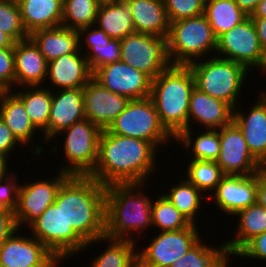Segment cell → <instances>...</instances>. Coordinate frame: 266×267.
Returning a JSON list of instances; mask_svg holds the SVG:
<instances>
[{
  "mask_svg": "<svg viewBox=\"0 0 266 267\" xmlns=\"http://www.w3.org/2000/svg\"><path fill=\"white\" fill-rule=\"evenodd\" d=\"M195 88L188 65H172L152 80L150 98L161 124L174 137L185 129L191 93Z\"/></svg>",
  "mask_w": 266,
  "mask_h": 267,
  "instance_id": "4",
  "label": "cell"
},
{
  "mask_svg": "<svg viewBox=\"0 0 266 267\" xmlns=\"http://www.w3.org/2000/svg\"><path fill=\"white\" fill-rule=\"evenodd\" d=\"M186 171V179L203 194L215 191L220 180L225 176L216 161L191 160Z\"/></svg>",
  "mask_w": 266,
  "mask_h": 267,
  "instance_id": "38",
  "label": "cell"
},
{
  "mask_svg": "<svg viewBox=\"0 0 266 267\" xmlns=\"http://www.w3.org/2000/svg\"><path fill=\"white\" fill-rule=\"evenodd\" d=\"M234 1L247 16H250L255 10L257 4L261 0H234Z\"/></svg>",
  "mask_w": 266,
  "mask_h": 267,
  "instance_id": "50",
  "label": "cell"
},
{
  "mask_svg": "<svg viewBox=\"0 0 266 267\" xmlns=\"http://www.w3.org/2000/svg\"><path fill=\"white\" fill-rule=\"evenodd\" d=\"M257 203L266 208V181L257 174Z\"/></svg>",
  "mask_w": 266,
  "mask_h": 267,
  "instance_id": "49",
  "label": "cell"
},
{
  "mask_svg": "<svg viewBox=\"0 0 266 267\" xmlns=\"http://www.w3.org/2000/svg\"><path fill=\"white\" fill-rule=\"evenodd\" d=\"M21 143L12 134L7 125L0 118V154L8 157L9 153H13V149L16 145Z\"/></svg>",
  "mask_w": 266,
  "mask_h": 267,
  "instance_id": "46",
  "label": "cell"
},
{
  "mask_svg": "<svg viewBox=\"0 0 266 267\" xmlns=\"http://www.w3.org/2000/svg\"><path fill=\"white\" fill-rule=\"evenodd\" d=\"M93 25L92 26H88V27H83L80 28L78 31L79 34V50L81 51L82 49V42L83 40H81L83 37L85 38V43L87 46L86 51H89V49L92 46H101V45H107L108 42L112 39L111 37H109L103 30L99 29L98 27L95 29H93ZM84 34H86L84 36ZM82 41V42H81Z\"/></svg>",
  "mask_w": 266,
  "mask_h": 267,
  "instance_id": "45",
  "label": "cell"
},
{
  "mask_svg": "<svg viewBox=\"0 0 266 267\" xmlns=\"http://www.w3.org/2000/svg\"><path fill=\"white\" fill-rule=\"evenodd\" d=\"M204 15L216 38L248 17L234 0H212L204 6Z\"/></svg>",
  "mask_w": 266,
  "mask_h": 267,
  "instance_id": "31",
  "label": "cell"
},
{
  "mask_svg": "<svg viewBox=\"0 0 266 267\" xmlns=\"http://www.w3.org/2000/svg\"><path fill=\"white\" fill-rule=\"evenodd\" d=\"M106 240L109 247L91 262V267H138L135 241L107 237Z\"/></svg>",
  "mask_w": 266,
  "mask_h": 267,
  "instance_id": "34",
  "label": "cell"
},
{
  "mask_svg": "<svg viewBox=\"0 0 266 267\" xmlns=\"http://www.w3.org/2000/svg\"><path fill=\"white\" fill-rule=\"evenodd\" d=\"M28 228L31 235L43 243L60 262L84 251L87 245L73 227L67 225L61 208L55 203L49 205Z\"/></svg>",
  "mask_w": 266,
  "mask_h": 267,
  "instance_id": "9",
  "label": "cell"
},
{
  "mask_svg": "<svg viewBox=\"0 0 266 267\" xmlns=\"http://www.w3.org/2000/svg\"><path fill=\"white\" fill-rule=\"evenodd\" d=\"M17 230L14 213H0V244Z\"/></svg>",
  "mask_w": 266,
  "mask_h": 267,
  "instance_id": "47",
  "label": "cell"
},
{
  "mask_svg": "<svg viewBox=\"0 0 266 267\" xmlns=\"http://www.w3.org/2000/svg\"><path fill=\"white\" fill-rule=\"evenodd\" d=\"M120 61L148 75L152 80L173 64L168 37L134 32L120 40Z\"/></svg>",
  "mask_w": 266,
  "mask_h": 267,
  "instance_id": "10",
  "label": "cell"
},
{
  "mask_svg": "<svg viewBox=\"0 0 266 267\" xmlns=\"http://www.w3.org/2000/svg\"><path fill=\"white\" fill-rule=\"evenodd\" d=\"M157 148L146 140L102 130L99 138L98 161L89 175L100 184L146 183L156 169Z\"/></svg>",
  "mask_w": 266,
  "mask_h": 267,
  "instance_id": "1",
  "label": "cell"
},
{
  "mask_svg": "<svg viewBox=\"0 0 266 267\" xmlns=\"http://www.w3.org/2000/svg\"><path fill=\"white\" fill-rule=\"evenodd\" d=\"M255 25L260 45L266 52V18H252Z\"/></svg>",
  "mask_w": 266,
  "mask_h": 267,
  "instance_id": "48",
  "label": "cell"
},
{
  "mask_svg": "<svg viewBox=\"0 0 266 267\" xmlns=\"http://www.w3.org/2000/svg\"><path fill=\"white\" fill-rule=\"evenodd\" d=\"M107 130L112 134L146 140L156 148L174 138L161 124L150 97L130 100Z\"/></svg>",
  "mask_w": 266,
  "mask_h": 267,
  "instance_id": "7",
  "label": "cell"
},
{
  "mask_svg": "<svg viewBox=\"0 0 266 267\" xmlns=\"http://www.w3.org/2000/svg\"><path fill=\"white\" fill-rule=\"evenodd\" d=\"M100 0H63V27L79 30L94 26Z\"/></svg>",
  "mask_w": 266,
  "mask_h": 267,
  "instance_id": "35",
  "label": "cell"
},
{
  "mask_svg": "<svg viewBox=\"0 0 266 267\" xmlns=\"http://www.w3.org/2000/svg\"><path fill=\"white\" fill-rule=\"evenodd\" d=\"M5 91H6V90L0 86V100H1V97H2V95H3V93H4Z\"/></svg>",
  "mask_w": 266,
  "mask_h": 267,
  "instance_id": "56",
  "label": "cell"
},
{
  "mask_svg": "<svg viewBox=\"0 0 266 267\" xmlns=\"http://www.w3.org/2000/svg\"><path fill=\"white\" fill-rule=\"evenodd\" d=\"M214 56L188 64L194 76L195 87L235 109L239 107L238 97L249 71L239 63Z\"/></svg>",
  "mask_w": 266,
  "mask_h": 267,
  "instance_id": "5",
  "label": "cell"
},
{
  "mask_svg": "<svg viewBox=\"0 0 266 267\" xmlns=\"http://www.w3.org/2000/svg\"><path fill=\"white\" fill-rule=\"evenodd\" d=\"M216 52L217 57L239 63L249 71L254 67L265 69L266 52L250 16L217 38Z\"/></svg>",
  "mask_w": 266,
  "mask_h": 267,
  "instance_id": "11",
  "label": "cell"
},
{
  "mask_svg": "<svg viewBox=\"0 0 266 267\" xmlns=\"http://www.w3.org/2000/svg\"><path fill=\"white\" fill-rule=\"evenodd\" d=\"M233 111L228 103L211 97L195 87L189 101L187 129L192 126L191 119L206 129L222 128L233 121Z\"/></svg>",
  "mask_w": 266,
  "mask_h": 267,
  "instance_id": "23",
  "label": "cell"
},
{
  "mask_svg": "<svg viewBox=\"0 0 266 267\" xmlns=\"http://www.w3.org/2000/svg\"><path fill=\"white\" fill-rule=\"evenodd\" d=\"M152 226L161 231H175L188 228L192 223L163 194L152 202Z\"/></svg>",
  "mask_w": 266,
  "mask_h": 267,
  "instance_id": "37",
  "label": "cell"
},
{
  "mask_svg": "<svg viewBox=\"0 0 266 267\" xmlns=\"http://www.w3.org/2000/svg\"><path fill=\"white\" fill-rule=\"evenodd\" d=\"M40 87V89H39ZM15 93L23 102L30 120L38 130H42L43 140L48 142V121L52 103V89L41 86H24ZM27 90V91H26Z\"/></svg>",
  "mask_w": 266,
  "mask_h": 267,
  "instance_id": "30",
  "label": "cell"
},
{
  "mask_svg": "<svg viewBox=\"0 0 266 267\" xmlns=\"http://www.w3.org/2000/svg\"><path fill=\"white\" fill-rule=\"evenodd\" d=\"M29 38L48 62L60 56L80 51L79 34L75 29L63 26L40 29L31 33Z\"/></svg>",
  "mask_w": 266,
  "mask_h": 267,
  "instance_id": "26",
  "label": "cell"
},
{
  "mask_svg": "<svg viewBox=\"0 0 266 267\" xmlns=\"http://www.w3.org/2000/svg\"><path fill=\"white\" fill-rule=\"evenodd\" d=\"M236 256L266 261V231L251 239Z\"/></svg>",
  "mask_w": 266,
  "mask_h": 267,
  "instance_id": "44",
  "label": "cell"
},
{
  "mask_svg": "<svg viewBox=\"0 0 266 267\" xmlns=\"http://www.w3.org/2000/svg\"><path fill=\"white\" fill-rule=\"evenodd\" d=\"M257 174L266 181V157L258 161Z\"/></svg>",
  "mask_w": 266,
  "mask_h": 267,
  "instance_id": "54",
  "label": "cell"
},
{
  "mask_svg": "<svg viewBox=\"0 0 266 267\" xmlns=\"http://www.w3.org/2000/svg\"><path fill=\"white\" fill-rule=\"evenodd\" d=\"M52 91V103L48 121V142L60 136V132L85 117L83 88L62 89L56 95ZM58 134V135H57Z\"/></svg>",
  "mask_w": 266,
  "mask_h": 267,
  "instance_id": "19",
  "label": "cell"
},
{
  "mask_svg": "<svg viewBox=\"0 0 266 267\" xmlns=\"http://www.w3.org/2000/svg\"><path fill=\"white\" fill-rule=\"evenodd\" d=\"M200 239L184 256L176 260L170 267H227L228 254L225 245L210 247Z\"/></svg>",
  "mask_w": 266,
  "mask_h": 267,
  "instance_id": "33",
  "label": "cell"
},
{
  "mask_svg": "<svg viewBox=\"0 0 266 267\" xmlns=\"http://www.w3.org/2000/svg\"><path fill=\"white\" fill-rule=\"evenodd\" d=\"M93 78L109 91L130 100L150 97L152 79L122 61L98 68Z\"/></svg>",
  "mask_w": 266,
  "mask_h": 267,
  "instance_id": "16",
  "label": "cell"
},
{
  "mask_svg": "<svg viewBox=\"0 0 266 267\" xmlns=\"http://www.w3.org/2000/svg\"><path fill=\"white\" fill-rule=\"evenodd\" d=\"M55 177L37 180L33 183L20 184L18 204L14 211L18 230L23 226H30L47 208L55 202L62 183L70 176L58 170Z\"/></svg>",
  "mask_w": 266,
  "mask_h": 267,
  "instance_id": "13",
  "label": "cell"
},
{
  "mask_svg": "<svg viewBox=\"0 0 266 267\" xmlns=\"http://www.w3.org/2000/svg\"><path fill=\"white\" fill-rule=\"evenodd\" d=\"M216 48L217 38L204 14L170 23L168 53L173 65H188Z\"/></svg>",
  "mask_w": 266,
  "mask_h": 267,
  "instance_id": "6",
  "label": "cell"
},
{
  "mask_svg": "<svg viewBox=\"0 0 266 267\" xmlns=\"http://www.w3.org/2000/svg\"><path fill=\"white\" fill-rule=\"evenodd\" d=\"M12 90L5 91L0 100V118L10 129L16 139L24 146L33 139L34 126L22 100Z\"/></svg>",
  "mask_w": 266,
  "mask_h": 267,
  "instance_id": "28",
  "label": "cell"
},
{
  "mask_svg": "<svg viewBox=\"0 0 266 267\" xmlns=\"http://www.w3.org/2000/svg\"><path fill=\"white\" fill-rule=\"evenodd\" d=\"M131 11L137 33L168 37L170 21L164 0H124Z\"/></svg>",
  "mask_w": 266,
  "mask_h": 267,
  "instance_id": "24",
  "label": "cell"
},
{
  "mask_svg": "<svg viewBox=\"0 0 266 267\" xmlns=\"http://www.w3.org/2000/svg\"><path fill=\"white\" fill-rule=\"evenodd\" d=\"M251 18H266V0H261L253 13L250 15Z\"/></svg>",
  "mask_w": 266,
  "mask_h": 267,
  "instance_id": "51",
  "label": "cell"
},
{
  "mask_svg": "<svg viewBox=\"0 0 266 267\" xmlns=\"http://www.w3.org/2000/svg\"><path fill=\"white\" fill-rule=\"evenodd\" d=\"M0 30L8 34L15 42L29 38L16 0L0 1Z\"/></svg>",
  "mask_w": 266,
  "mask_h": 267,
  "instance_id": "39",
  "label": "cell"
},
{
  "mask_svg": "<svg viewBox=\"0 0 266 267\" xmlns=\"http://www.w3.org/2000/svg\"><path fill=\"white\" fill-rule=\"evenodd\" d=\"M89 50L85 56L92 73L102 66L120 61L121 58L120 39H111L107 45L92 46Z\"/></svg>",
  "mask_w": 266,
  "mask_h": 267,
  "instance_id": "40",
  "label": "cell"
},
{
  "mask_svg": "<svg viewBox=\"0 0 266 267\" xmlns=\"http://www.w3.org/2000/svg\"><path fill=\"white\" fill-rule=\"evenodd\" d=\"M9 174L0 180V213H14L18 204L20 185L17 175Z\"/></svg>",
  "mask_w": 266,
  "mask_h": 267,
  "instance_id": "42",
  "label": "cell"
},
{
  "mask_svg": "<svg viewBox=\"0 0 266 267\" xmlns=\"http://www.w3.org/2000/svg\"><path fill=\"white\" fill-rule=\"evenodd\" d=\"M144 186V183L106 186L105 237L136 241L131 233H143L145 228H150L153 200L141 191Z\"/></svg>",
  "mask_w": 266,
  "mask_h": 267,
  "instance_id": "3",
  "label": "cell"
},
{
  "mask_svg": "<svg viewBox=\"0 0 266 267\" xmlns=\"http://www.w3.org/2000/svg\"><path fill=\"white\" fill-rule=\"evenodd\" d=\"M249 112L243 114L238 107L233 111V122L241 130L251 154L259 161L266 157V92Z\"/></svg>",
  "mask_w": 266,
  "mask_h": 267,
  "instance_id": "21",
  "label": "cell"
},
{
  "mask_svg": "<svg viewBox=\"0 0 266 267\" xmlns=\"http://www.w3.org/2000/svg\"><path fill=\"white\" fill-rule=\"evenodd\" d=\"M15 85L14 47L0 48V86L6 91Z\"/></svg>",
  "mask_w": 266,
  "mask_h": 267,
  "instance_id": "43",
  "label": "cell"
},
{
  "mask_svg": "<svg viewBox=\"0 0 266 267\" xmlns=\"http://www.w3.org/2000/svg\"><path fill=\"white\" fill-rule=\"evenodd\" d=\"M95 26L112 39L121 40L135 32L130 8L124 0L101 1Z\"/></svg>",
  "mask_w": 266,
  "mask_h": 267,
  "instance_id": "27",
  "label": "cell"
},
{
  "mask_svg": "<svg viewBox=\"0 0 266 267\" xmlns=\"http://www.w3.org/2000/svg\"><path fill=\"white\" fill-rule=\"evenodd\" d=\"M200 3L205 6L206 4H208L209 2H211L212 0H199Z\"/></svg>",
  "mask_w": 266,
  "mask_h": 267,
  "instance_id": "55",
  "label": "cell"
},
{
  "mask_svg": "<svg viewBox=\"0 0 266 267\" xmlns=\"http://www.w3.org/2000/svg\"><path fill=\"white\" fill-rule=\"evenodd\" d=\"M197 232L196 224L182 230L161 231L137 253L138 267H170L200 240Z\"/></svg>",
  "mask_w": 266,
  "mask_h": 267,
  "instance_id": "12",
  "label": "cell"
},
{
  "mask_svg": "<svg viewBox=\"0 0 266 267\" xmlns=\"http://www.w3.org/2000/svg\"><path fill=\"white\" fill-rule=\"evenodd\" d=\"M15 41L8 35L0 30V48L14 47Z\"/></svg>",
  "mask_w": 266,
  "mask_h": 267,
  "instance_id": "52",
  "label": "cell"
},
{
  "mask_svg": "<svg viewBox=\"0 0 266 267\" xmlns=\"http://www.w3.org/2000/svg\"><path fill=\"white\" fill-rule=\"evenodd\" d=\"M106 186L91 176L70 175L61 185L55 204L61 208L68 226L87 242L105 241Z\"/></svg>",
  "mask_w": 266,
  "mask_h": 267,
  "instance_id": "2",
  "label": "cell"
},
{
  "mask_svg": "<svg viewBox=\"0 0 266 267\" xmlns=\"http://www.w3.org/2000/svg\"><path fill=\"white\" fill-rule=\"evenodd\" d=\"M84 52L70 53L49 61L46 79H50L57 90L83 88L93 78Z\"/></svg>",
  "mask_w": 266,
  "mask_h": 267,
  "instance_id": "20",
  "label": "cell"
},
{
  "mask_svg": "<svg viewBox=\"0 0 266 267\" xmlns=\"http://www.w3.org/2000/svg\"><path fill=\"white\" fill-rule=\"evenodd\" d=\"M18 230L0 244V265L5 267H56L60 260L33 236ZM17 233V234H16Z\"/></svg>",
  "mask_w": 266,
  "mask_h": 267,
  "instance_id": "15",
  "label": "cell"
},
{
  "mask_svg": "<svg viewBox=\"0 0 266 267\" xmlns=\"http://www.w3.org/2000/svg\"><path fill=\"white\" fill-rule=\"evenodd\" d=\"M164 6L170 23L204 14L199 0H164Z\"/></svg>",
  "mask_w": 266,
  "mask_h": 267,
  "instance_id": "41",
  "label": "cell"
},
{
  "mask_svg": "<svg viewBox=\"0 0 266 267\" xmlns=\"http://www.w3.org/2000/svg\"><path fill=\"white\" fill-rule=\"evenodd\" d=\"M8 157L4 156L3 154H0V180L5 178L7 176L8 170Z\"/></svg>",
  "mask_w": 266,
  "mask_h": 267,
  "instance_id": "53",
  "label": "cell"
},
{
  "mask_svg": "<svg viewBox=\"0 0 266 267\" xmlns=\"http://www.w3.org/2000/svg\"><path fill=\"white\" fill-rule=\"evenodd\" d=\"M218 209L227 215L257 203V173L250 176L225 175L214 191Z\"/></svg>",
  "mask_w": 266,
  "mask_h": 267,
  "instance_id": "18",
  "label": "cell"
},
{
  "mask_svg": "<svg viewBox=\"0 0 266 267\" xmlns=\"http://www.w3.org/2000/svg\"><path fill=\"white\" fill-rule=\"evenodd\" d=\"M234 216L239 217L236 237L223 242L229 257L235 256L251 239L266 231V208L258 203L238 211Z\"/></svg>",
  "mask_w": 266,
  "mask_h": 267,
  "instance_id": "29",
  "label": "cell"
},
{
  "mask_svg": "<svg viewBox=\"0 0 266 267\" xmlns=\"http://www.w3.org/2000/svg\"><path fill=\"white\" fill-rule=\"evenodd\" d=\"M15 84L20 87L42 86L47 77L48 61L30 39L14 45Z\"/></svg>",
  "mask_w": 266,
  "mask_h": 267,
  "instance_id": "22",
  "label": "cell"
},
{
  "mask_svg": "<svg viewBox=\"0 0 266 267\" xmlns=\"http://www.w3.org/2000/svg\"><path fill=\"white\" fill-rule=\"evenodd\" d=\"M23 25L30 35L40 29L62 25L63 0H16Z\"/></svg>",
  "mask_w": 266,
  "mask_h": 267,
  "instance_id": "25",
  "label": "cell"
},
{
  "mask_svg": "<svg viewBox=\"0 0 266 267\" xmlns=\"http://www.w3.org/2000/svg\"><path fill=\"white\" fill-rule=\"evenodd\" d=\"M83 100L86 119L101 130L108 129L130 101L124 95L109 91L94 78L83 87Z\"/></svg>",
  "mask_w": 266,
  "mask_h": 267,
  "instance_id": "17",
  "label": "cell"
},
{
  "mask_svg": "<svg viewBox=\"0 0 266 267\" xmlns=\"http://www.w3.org/2000/svg\"><path fill=\"white\" fill-rule=\"evenodd\" d=\"M187 219L196 224L198 209H200L203 198L202 192L197 189L187 179L180 181L179 184L174 185L169 192L163 194ZM195 219V220H194Z\"/></svg>",
  "mask_w": 266,
  "mask_h": 267,
  "instance_id": "36",
  "label": "cell"
},
{
  "mask_svg": "<svg viewBox=\"0 0 266 267\" xmlns=\"http://www.w3.org/2000/svg\"><path fill=\"white\" fill-rule=\"evenodd\" d=\"M220 153L216 163L224 175L250 176L257 173L258 160L251 154L239 127L232 121L219 128Z\"/></svg>",
  "mask_w": 266,
  "mask_h": 267,
  "instance_id": "14",
  "label": "cell"
},
{
  "mask_svg": "<svg viewBox=\"0 0 266 267\" xmlns=\"http://www.w3.org/2000/svg\"><path fill=\"white\" fill-rule=\"evenodd\" d=\"M66 133L62 150L68 165L60 171L69 175L89 176L98 161L99 138L102 130L88 119L74 123L60 133Z\"/></svg>",
  "mask_w": 266,
  "mask_h": 267,
  "instance_id": "8",
  "label": "cell"
},
{
  "mask_svg": "<svg viewBox=\"0 0 266 267\" xmlns=\"http://www.w3.org/2000/svg\"><path fill=\"white\" fill-rule=\"evenodd\" d=\"M191 129L183 130L175 140L182 143L185 150L192 147V160L216 161L220 153L219 129H207L192 139ZM191 134V135H190Z\"/></svg>",
  "mask_w": 266,
  "mask_h": 267,
  "instance_id": "32",
  "label": "cell"
}]
</instances>
